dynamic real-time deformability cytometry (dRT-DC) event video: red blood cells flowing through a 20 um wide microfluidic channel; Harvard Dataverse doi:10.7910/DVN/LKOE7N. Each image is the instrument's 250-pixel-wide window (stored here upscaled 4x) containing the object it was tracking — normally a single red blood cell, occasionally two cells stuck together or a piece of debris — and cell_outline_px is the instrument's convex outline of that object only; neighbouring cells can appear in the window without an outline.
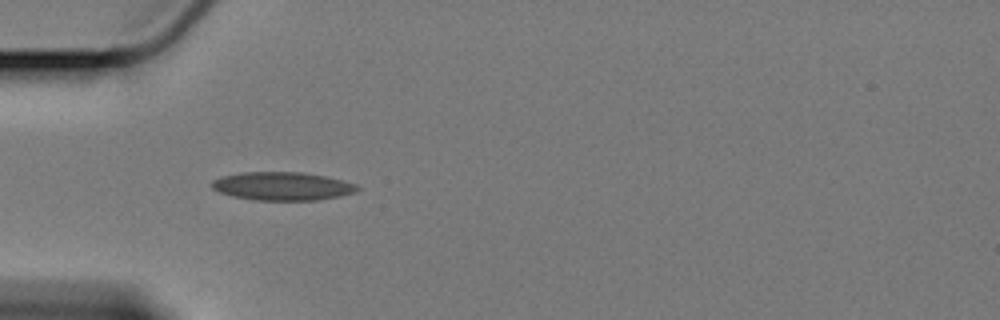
{"species": "Egyptian fruit bat (a non-hibernating species)", "species_latin": "Rousettus aegyptiacus", "temperature_condition": "cold", "stored_images_in_passage": 42, "camera_frame_rate_fps": 3000, "um_per_image_px": 0.085, "animal": {"sex": "female"}, "frame": {"image": 1, "passage_image": 1, "time_ms": 0.0, "image_size_px": [1000, 320], "cell_outline_px": [[360, 188], [356, 192], [340, 196], [320, 200], [252, 200], [232, 196], [220, 192], [212, 188], [212, 180], [220, 176], [240, 172], [300, 172], [324, 176], [356, 184]], "centroid_in_image_um": [23.97, 15.82], "position_along_channel_um": 61.0, "area_um2": 24.04}}
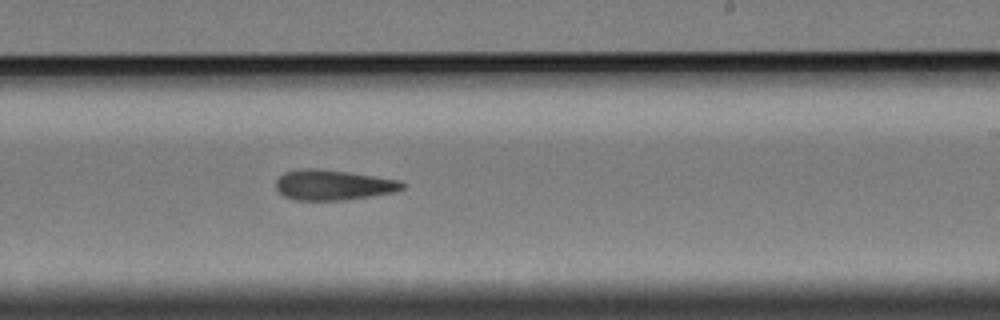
{"frame": {"image": 2, "passage_image": 19, "time_ms": 6.0, "image_size_px": [1000, 320], "cell_outline_px": [[404, 188], [392, 192], [344, 200], [296, 200], [284, 196], [276, 188], [276, 180], [284, 172], [300, 168], [320, 168], [348, 172], [400, 180], [404, 184]], "centroid_in_image_um": [28.27, 15.71], "position_along_channel_um": 260.7, "area_um2": 22.2}}
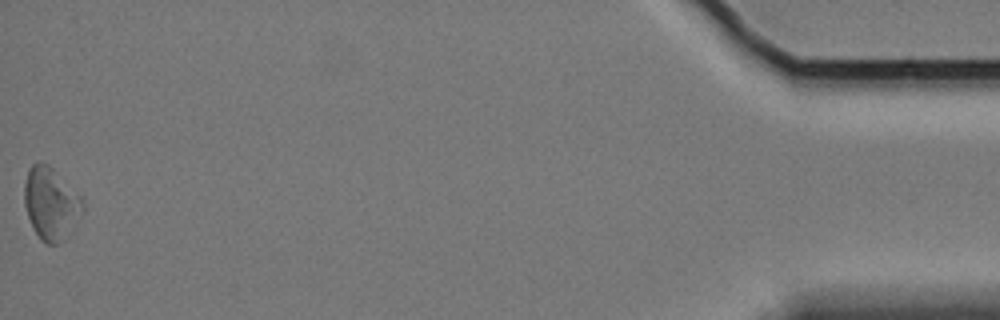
{"frame": {"image": 3, "passage_image": 42, "time_ms": 13.667, "image_size_px": [1000, 320], "cell_outline_px": [[84, 208], [68, 236], [60, 244], [44, 244], [40, 240], [28, 216], [24, 204], [24, 184], [28, 168], [32, 164], [40, 160], [48, 164], [84, 200]], "centroid_in_image_um": [4.31, 17.3], "position_along_channel_um": 430.9, "area_um2": 24.62}, "authors_computed_cell_mechanics": {"area_um2": 22.4842, "velocity_mm_per_s": 3.3801, "shape_relaxation_time_tau1_ms": null, "shape_relaxation_time_tau2_ms": 7.6691, "deformation_change_tau1": null, "deformation_change_tau2": 0.1573}}